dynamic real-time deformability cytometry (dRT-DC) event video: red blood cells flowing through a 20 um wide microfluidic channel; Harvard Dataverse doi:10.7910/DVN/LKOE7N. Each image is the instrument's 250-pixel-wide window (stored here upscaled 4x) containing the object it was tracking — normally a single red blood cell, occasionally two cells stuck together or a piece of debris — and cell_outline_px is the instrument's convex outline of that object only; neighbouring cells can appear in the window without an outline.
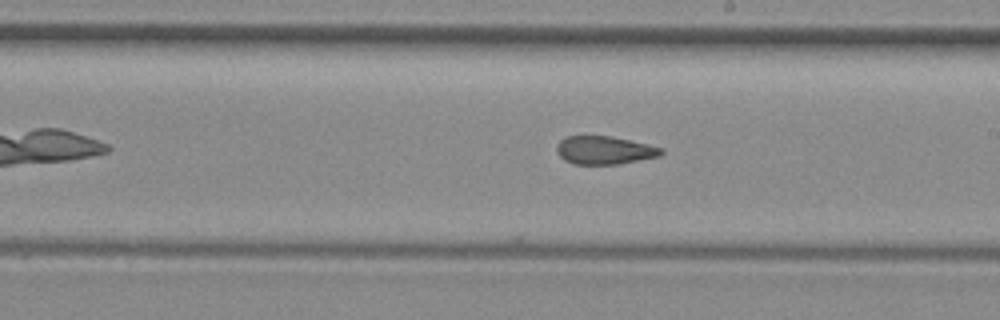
{"species": "common noctule bat (a hibernating species)", "species_latin": "Nyctalus noctula", "temperature_condition": "room temperature", "stored_images_in_passage": 10, "segment_of_instrument_passage": [1, 2], "camera_frame_rate_fps": 3000, "um_per_image_px": 0.085, "animal": {"sex": "female", "body_mass_g": 29.2, "forearm_length_mm": 56.3}, "frame": {"image": 1, "passage_image": 9, "time_ms": 2.667, "image_size_px": [1000, 320], "cell_outline_px": [[664, 152], [660, 156], [620, 164], [576, 164], [564, 160], [560, 156], [556, 148], [556, 144], [560, 140], [568, 136], [612, 136], [648, 144], [664, 148]], "centroid_in_image_um": [51.41, 12.76], "position_along_channel_um": 237.6, "area_um2": 17.22}}